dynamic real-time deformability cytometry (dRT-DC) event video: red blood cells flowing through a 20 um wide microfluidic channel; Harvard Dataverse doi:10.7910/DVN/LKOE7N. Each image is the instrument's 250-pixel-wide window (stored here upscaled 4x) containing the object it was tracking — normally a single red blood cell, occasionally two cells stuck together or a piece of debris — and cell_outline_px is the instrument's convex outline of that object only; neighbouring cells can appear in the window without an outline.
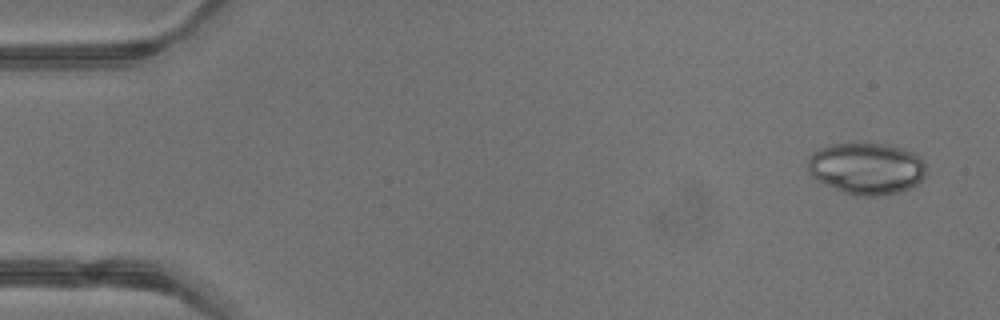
{"species": "common noctule bat (a hibernating species)", "species_latin": "Nyctalus noctula", "temperature_condition": "warm", "stored_images_in_passage": 43, "camera_frame_rate_fps": 3000, "um_per_image_px": 0.085, "animal": {"sex": "male", "body_mass_g": 13.3}, "frame": {"image": 1, "passage_image": 3, "time_ms": 0.667, "image_size_px": [1000, 320], "cell_outline_px": [[924, 176], [916, 184], [908, 188], [896, 192], [880, 196], [856, 196], [844, 192], [824, 184], [812, 176], [808, 168], [808, 156], [812, 152], [820, 148], [832, 144], [888, 144], [904, 148], [912, 152], [924, 164]], "centroid_in_image_um": [73.61, 14.32], "position_along_channel_um": 11.4, "area_um2": 35.32}}
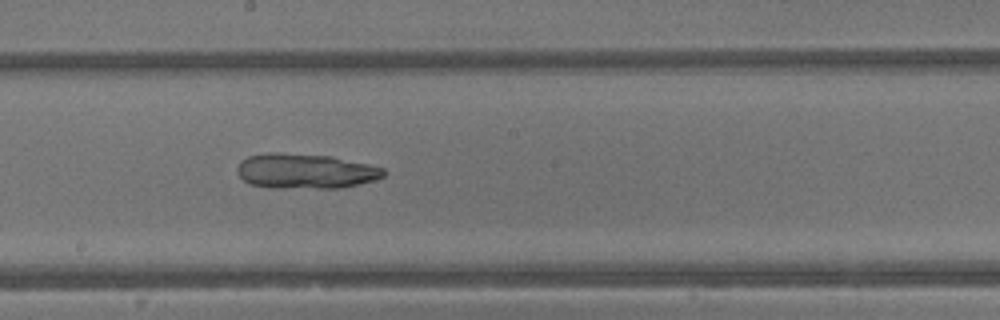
{"frame": {"image": 2, "passage_image": 24, "time_ms": 7.667, "image_size_px": [1000, 320], "cell_outline_px": [[384, 176], [372, 180], [340, 188], [268, 188], [252, 184], [244, 180], [236, 172], [236, 168], [240, 160], [248, 156], [268, 152], [276, 152], [332, 156], [368, 164], [384, 168]], "centroid_in_image_um": [25.9, 14.54], "position_along_channel_um": 222.3, "area_um2": 29.94}}
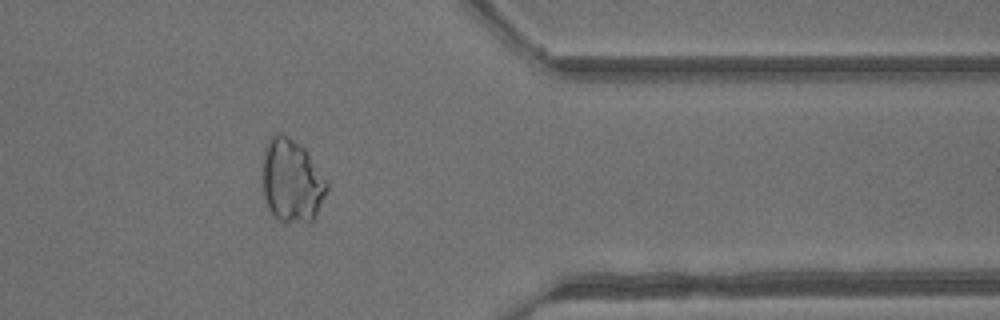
{"frame": {"image": 3, "passage_image": 35, "time_ms": 11.333, "image_size_px": [1000, 320], "cell_outline_px": [[328, 188], [316, 216], [308, 224], [280, 220], [268, 208], [264, 196], [260, 180], [260, 176], [264, 152], [268, 140], [272, 132], [280, 132], [300, 144], [304, 148], [328, 180]], "centroid_in_image_um": [24.78, 15.35], "position_along_channel_um": 386.6, "area_um2": 31.85}}